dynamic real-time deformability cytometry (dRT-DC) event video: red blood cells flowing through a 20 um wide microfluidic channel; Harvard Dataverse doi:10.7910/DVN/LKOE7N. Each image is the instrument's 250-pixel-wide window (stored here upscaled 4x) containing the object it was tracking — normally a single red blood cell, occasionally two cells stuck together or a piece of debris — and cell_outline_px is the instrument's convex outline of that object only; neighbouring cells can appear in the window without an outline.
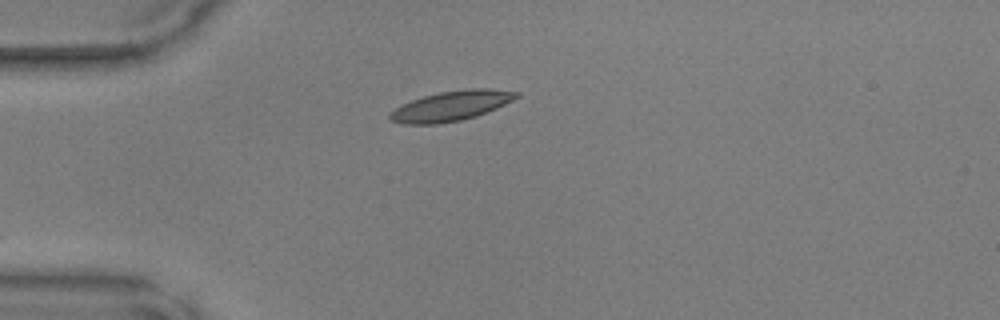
{"species": "common noctule bat (a hibernating species)", "species_latin": "Nyctalus noctula", "temperature_condition": "warm", "stored_images_in_passage": 36, "camera_frame_rate_fps": 3000, "um_per_image_px": 0.085, "animal": {"sex": "male", "body_mass_g": 17.9, "forearm_length_mm": 54.2}, "frame": {"image": 1, "passage_image": 1, "time_ms": 0.0, "image_size_px": [1000, 320], "cell_outline_px": [[520, 96], [496, 108], [476, 116], [460, 120], [436, 124], [400, 124], [392, 120], [388, 116], [400, 104], [424, 96], [440, 92], [468, 88], [488, 88], [520, 92]], "centroid_in_image_um": [38.35, 8.99], "position_along_channel_um": 46.6, "area_um2": 21.91}}
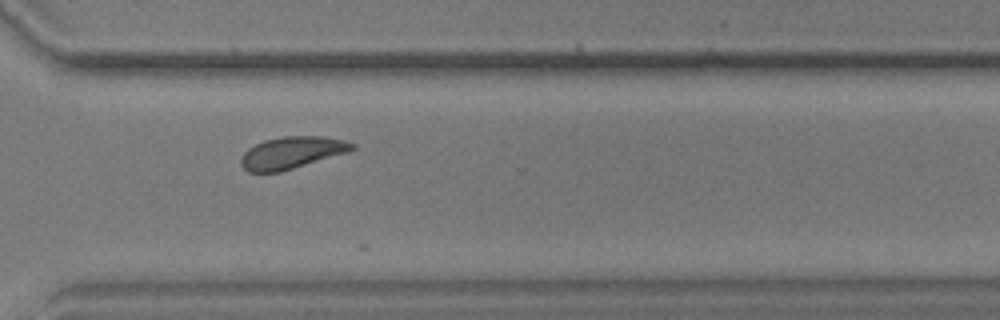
{"frame": {"image": 2, "passage_image": 24, "time_ms": 7.667, "image_size_px": [1000, 320], "cell_outline_px": [[356, 148], [348, 152], [280, 172], [248, 172], [240, 164], [240, 160], [244, 152], [248, 148], [264, 140], [284, 136], [324, 136], [344, 140], [356, 144]], "centroid_in_image_um": [24.81, 12.97], "position_along_channel_um": 345.8, "area_um2": 20.75}}
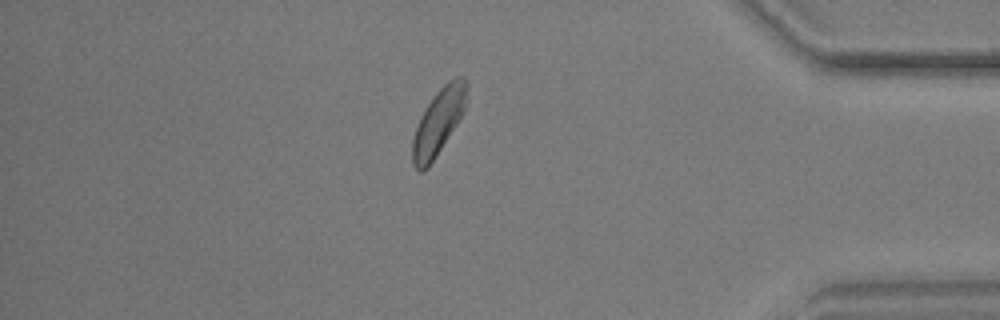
{"frame": {"image": 3, "passage_image": 30, "time_ms": 9.667, "image_size_px": [1000, 320], "cell_outline_px": [[468, 104], [464, 112], [428, 168], [420, 172], [412, 164], [412, 140], [420, 116], [436, 92], [448, 80], [456, 76], [464, 76], [468, 80]], "centroid_in_image_um": [37.31, 10.29], "position_along_channel_um": 397.9, "area_um2": 21.04}}